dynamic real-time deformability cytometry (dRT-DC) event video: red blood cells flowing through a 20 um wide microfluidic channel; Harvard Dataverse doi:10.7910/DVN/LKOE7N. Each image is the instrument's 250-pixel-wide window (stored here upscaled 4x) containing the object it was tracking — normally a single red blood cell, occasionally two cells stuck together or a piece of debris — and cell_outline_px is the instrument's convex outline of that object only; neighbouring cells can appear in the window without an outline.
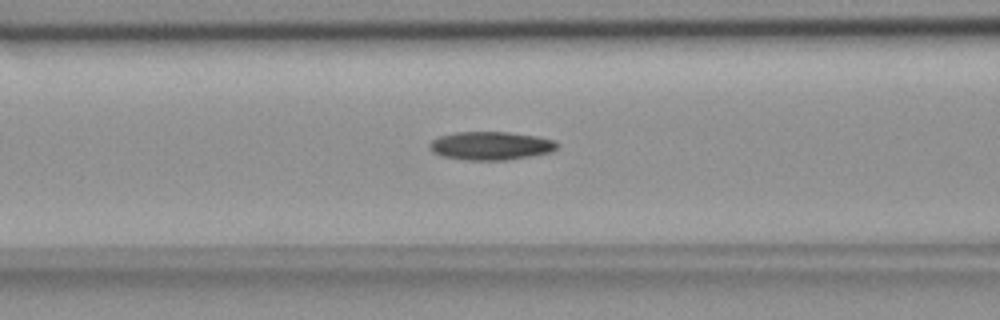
{"species": "common noctule bat (a hibernating species)", "species_latin": "Nyctalus noctula", "temperature_condition": "room temperature", "stored_images_in_passage": 56, "segment_of_instrument_passage": [1, 2], "camera_frame_rate_fps": 3000, "um_per_image_px": 0.085, "animal": {"sex": "female", "body_mass_g": 18.4}, "frame": {"image": 1, "passage_image": 22, "time_ms": 7.0, "image_size_px": [1000, 320], "cell_outline_px": [[560, 144], [556, 148], [548, 152], [508, 160], [468, 160], [440, 156], [432, 152], [428, 148], [428, 144], [432, 140], [440, 136], [456, 132], [508, 132], [536, 136], [556, 140]], "centroid_in_image_um": [41.68, 12.39], "position_along_channel_um": 124.9, "area_um2": 21.1}}
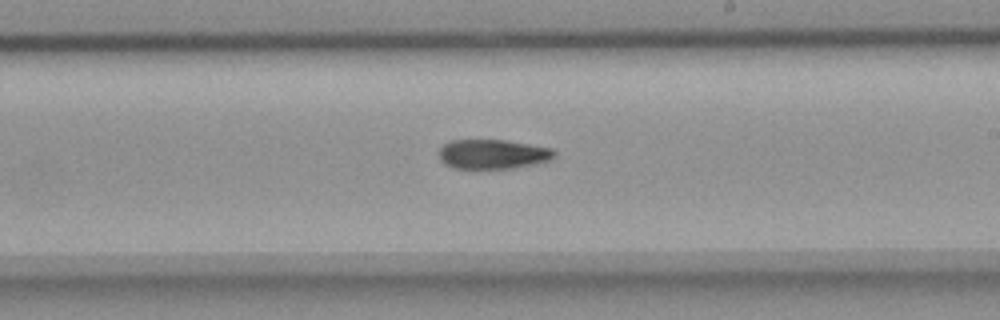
{"frame": {"image": 2, "passage_image": 32, "time_ms": 10.333, "image_size_px": [1000, 320], "cell_outline_px": [[556, 156], [552, 160], [512, 168], [456, 168], [444, 164], [440, 160], [436, 152], [448, 140], [504, 140], [552, 148], [556, 152]], "centroid_in_image_um": [41.86, 13.09], "position_along_channel_um": 247.1, "area_um2": 19.94}}
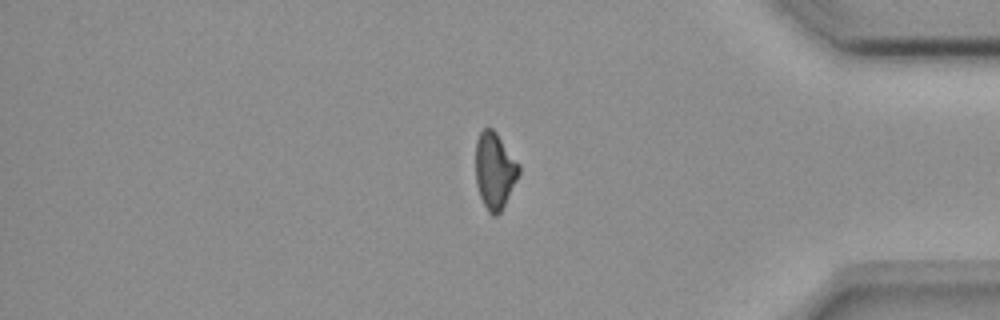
{"frame": {"image": 3, "passage_image": 46, "time_ms": 15.0, "image_size_px": [1000, 320], "cell_outline_px": [[520, 172], [500, 212], [496, 216], [492, 216], [488, 212], [480, 196], [476, 184], [476, 140], [480, 132], [484, 128], [492, 128], [496, 132], [520, 164]], "centroid_in_image_um": [42.04, 14.48], "position_along_channel_um": 393.2, "area_um2": 19.13}}